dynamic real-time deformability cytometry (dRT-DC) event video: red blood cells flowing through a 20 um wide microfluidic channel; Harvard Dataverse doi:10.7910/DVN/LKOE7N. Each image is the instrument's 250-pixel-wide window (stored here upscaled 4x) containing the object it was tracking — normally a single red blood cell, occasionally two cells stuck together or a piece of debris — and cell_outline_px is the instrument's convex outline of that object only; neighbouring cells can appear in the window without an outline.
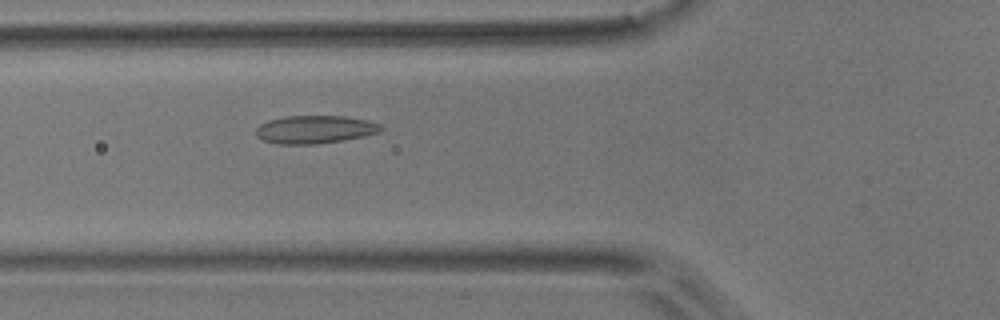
{"species": "common noctule bat (a hibernating species)", "species_latin": "Nyctalus noctula", "temperature_condition": "room temperature", "stored_images_in_passage": 53, "camera_frame_rate_fps": 3000, "um_per_image_px": 0.085, "animal": {"sex": "male", "body_mass_g": 17.9}, "frame": {"image": 1, "passage_image": 19, "time_ms": 6.0, "image_size_px": [1000, 320], "cell_outline_px": [[384, 128], [380, 132], [364, 136], [316, 144], [276, 144], [264, 140], [256, 136], [256, 128], [260, 124], [268, 120], [284, 116], [344, 116], [368, 120], [380, 124]], "centroid_in_image_um": [26.76, 11.0], "position_along_channel_um": 99.0, "area_um2": 20.4}}
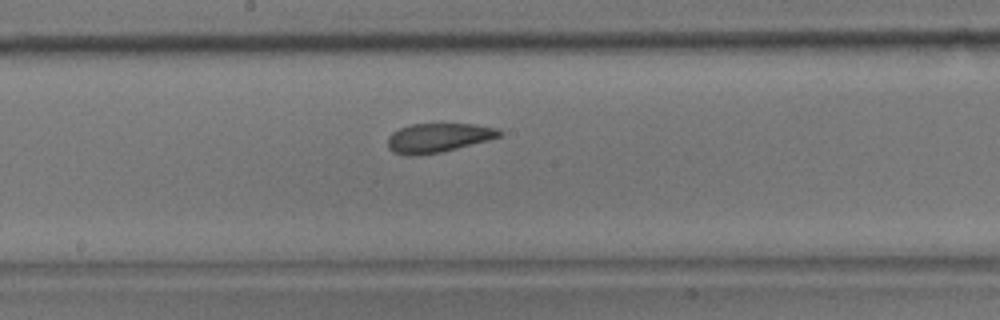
{"frame": {"image": 2, "passage_image": 28, "time_ms": 9.0, "image_size_px": [1000, 320], "cell_outline_px": [[504, 132], [500, 136], [488, 140], [440, 152], [416, 156], [404, 156], [392, 152], [388, 148], [388, 136], [392, 132], [400, 128], [412, 124], [472, 124], [500, 128]], "centroid_in_image_um": [37.23, 11.71], "position_along_channel_um": 211.0, "area_um2": 19.07}}
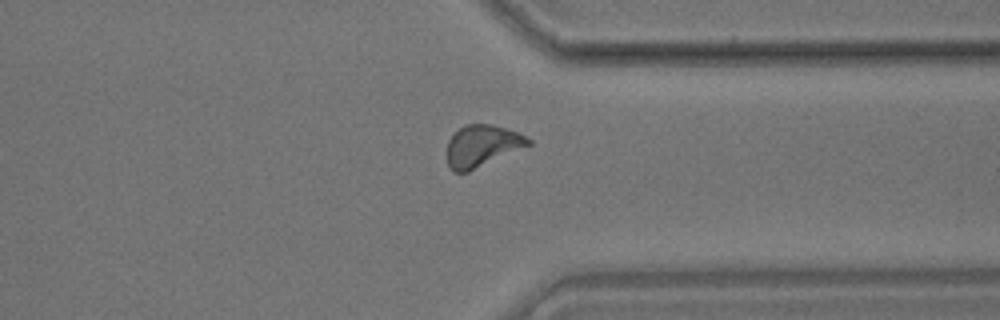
{"frame": {"image": 3, "passage_image": 41, "time_ms": 13.333, "image_size_px": [1000, 320], "cell_outline_px": [[532, 144], [468, 172], [452, 172], [448, 164], [448, 140], [460, 128], [468, 124], [492, 124], [516, 132], [532, 140]], "centroid_in_image_um": [40.98, 12.41], "position_along_channel_um": 370.4, "area_um2": 19.48}, "authors_computed_cell_mechanics": {"area_um2": 19.5364, "velocity_mm_per_s": 3.7155, "shape_relaxation_time_tau1_ms": null, "shape_relaxation_time_tau2_ms": 2.3611, "deformation_change_tau1": null, "deformation_change_tau2": 0.0994}}